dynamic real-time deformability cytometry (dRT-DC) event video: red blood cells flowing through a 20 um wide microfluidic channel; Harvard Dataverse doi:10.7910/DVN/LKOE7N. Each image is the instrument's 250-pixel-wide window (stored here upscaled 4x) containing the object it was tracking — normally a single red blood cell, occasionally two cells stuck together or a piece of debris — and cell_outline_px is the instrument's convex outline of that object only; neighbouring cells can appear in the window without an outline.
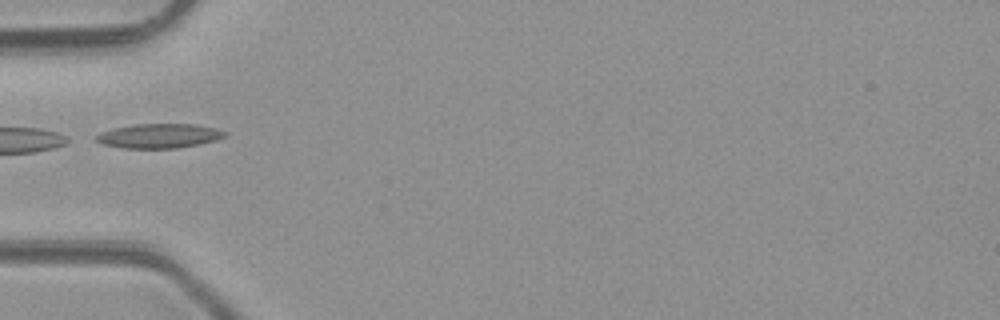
{"species": "common noctule bat (a hibernating species)", "species_latin": "Nyctalus noctula", "temperature_condition": "room temperature", "stored_images_in_passage": 1, "camera_frame_rate_fps": 3000, "um_per_image_px": 0.085, "animal": {"sex": "male", "body_mass_g": 23.1, "forearm_length_mm": 52.7}, "frame": {"image": 1, "passage_image": 1, "time_ms": 0.0, "image_size_px": [1000, 320], "cell_outline_px": [[228, 136], [216, 140], [200, 144], [176, 148], [120, 148], [100, 144], [96, 140], [96, 136], [100, 132], [112, 128], [132, 124], [196, 124], [216, 128], [228, 132]], "centroid_in_image_um": [13.53, 11.55], "position_along_channel_um": 71.5, "area_um2": 18.61}}